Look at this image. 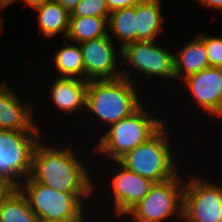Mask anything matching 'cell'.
Masks as SVG:
<instances>
[{
	"label": "cell",
	"instance_id": "484cf974",
	"mask_svg": "<svg viewBox=\"0 0 222 222\" xmlns=\"http://www.w3.org/2000/svg\"><path fill=\"white\" fill-rule=\"evenodd\" d=\"M197 3L206 8H213L216 10H222V0H196Z\"/></svg>",
	"mask_w": 222,
	"mask_h": 222
},
{
	"label": "cell",
	"instance_id": "8992f818",
	"mask_svg": "<svg viewBox=\"0 0 222 222\" xmlns=\"http://www.w3.org/2000/svg\"><path fill=\"white\" fill-rule=\"evenodd\" d=\"M184 178L179 172L167 181L154 183L147 195L126 214L135 222H162L171 216H183Z\"/></svg>",
	"mask_w": 222,
	"mask_h": 222
},
{
	"label": "cell",
	"instance_id": "cb8c5ba5",
	"mask_svg": "<svg viewBox=\"0 0 222 222\" xmlns=\"http://www.w3.org/2000/svg\"><path fill=\"white\" fill-rule=\"evenodd\" d=\"M141 0H106L109 12L112 13L116 10L123 8L133 7L137 5Z\"/></svg>",
	"mask_w": 222,
	"mask_h": 222
},
{
	"label": "cell",
	"instance_id": "603a6c76",
	"mask_svg": "<svg viewBox=\"0 0 222 222\" xmlns=\"http://www.w3.org/2000/svg\"><path fill=\"white\" fill-rule=\"evenodd\" d=\"M206 46L210 67L222 68V36L198 35Z\"/></svg>",
	"mask_w": 222,
	"mask_h": 222
},
{
	"label": "cell",
	"instance_id": "f1b7e54d",
	"mask_svg": "<svg viewBox=\"0 0 222 222\" xmlns=\"http://www.w3.org/2000/svg\"><path fill=\"white\" fill-rule=\"evenodd\" d=\"M9 187L4 181L0 180V200L9 191Z\"/></svg>",
	"mask_w": 222,
	"mask_h": 222
},
{
	"label": "cell",
	"instance_id": "7c38bea8",
	"mask_svg": "<svg viewBox=\"0 0 222 222\" xmlns=\"http://www.w3.org/2000/svg\"><path fill=\"white\" fill-rule=\"evenodd\" d=\"M191 92L196 105L208 115L218 116L222 111V68L208 67L182 81Z\"/></svg>",
	"mask_w": 222,
	"mask_h": 222
},
{
	"label": "cell",
	"instance_id": "83f0119b",
	"mask_svg": "<svg viewBox=\"0 0 222 222\" xmlns=\"http://www.w3.org/2000/svg\"><path fill=\"white\" fill-rule=\"evenodd\" d=\"M23 2H25L27 5L31 6V8L33 9L34 7L41 5L47 1L50 0H22ZM16 2L15 0H11V3Z\"/></svg>",
	"mask_w": 222,
	"mask_h": 222
},
{
	"label": "cell",
	"instance_id": "3957f363",
	"mask_svg": "<svg viewBox=\"0 0 222 222\" xmlns=\"http://www.w3.org/2000/svg\"><path fill=\"white\" fill-rule=\"evenodd\" d=\"M145 108L141 105L130 116L108 126L110 128H106V133L98 140L94 152L107 156L111 162L118 161L152 137L165 123L161 118L151 117Z\"/></svg>",
	"mask_w": 222,
	"mask_h": 222
},
{
	"label": "cell",
	"instance_id": "44dd1931",
	"mask_svg": "<svg viewBox=\"0 0 222 222\" xmlns=\"http://www.w3.org/2000/svg\"><path fill=\"white\" fill-rule=\"evenodd\" d=\"M65 44V45H64ZM53 56L58 77L79 78L84 80L83 55L79 43L65 42Z\"/></svg>",
	"mask_w": 222,
	"mask_h": 222
},
{
	"label": "cell",
	"instance_id": "7a4b0ae2",
	"mask_svg": "<svg viewBox=\"0 0 222 222\" xmlns=\"http://www.w3.org/2000/svg\"><path fill=\"white\" fill-rule=\"evenodd\" d=\"M130 74L129 70L123 68L120 78L89 81L86 111L109 126L135 112L142 105V98Z\"/></svg>",
	"mask_w": 222,
	"mask_h": 222
},
{
	"label": "cell",
	"instance_id": "9c48e42d",
	"mask_svg": "<svg viewBox=\"0 0 222 222\" xmlns=\"http://www.w3.org/2000/svg\"><path fill=\"white\" fill-rule=\"evenodd\" d=\"M121 57L140 75L175 79L174 54L163 46L156 45L155 41L129 43L121 48Z\"/></svg>",
	"mask_w": 222,
	"mask_h": 222
},
{
	"label": "cell",
	"instance_id": "5bb4252c",
	"mask_svg": "<svg viewBox=\"0 0 222 222\" xmlns=\"http://www.w3.org/2000/svg\"><path fill=\"white\" fill-rule=\"evenodd\" d=\"M50 89L54 105L62 112L73 114L86 110V93L88 81L79 78L57 77Z\"/></svg>",
	"mask_w": 222,
	"mask_h": 222
},
{
	"label": "cell",
	"instance_id": "6da1fadb",
	"mask_svg": "<svg viewBox=\"0 0 222 222\" xmlns=\"http://www.w3.org/2000/svg\"><path fill=\"white\" fill-rule=\"evenodd\" d=\"M40 141L32 155L25 180H34L63 193H92L94 182L88 168L72 148L58 149ZM81 161V162H80Z\"/></svg>",
	"mask_w": 222,
	"mask_h": 222
},
{
	"label": "cell",
	"instance_id": "9a60e30c",
	"mask_svg": "<svg viewBox=\"0 0 222 222\" xmlns=\"http://www.w3.org/2000/svg\"><path fill=\"white\" fill-rule=\"evenodd\" d=\"M210 67L208 54L204 41L196 36L183 46L179 52L174 53L175 78L184 80L188 76Z\"/></svg>",
	"mask_w": 222,
	"mask_h": 222
},
{
	"label": "cell",
	"instance_id": "1f68e13d",
	"mask_svg": "<svg viewBox=\"0 0 222 222\" xmlns=\"http://www.w3.org/2000/svg\"><path fill=\"white\" fill-rule=\"evenodd\" d=\"M217 117H218V119L222 117V111Z\"/></svg>",
	"mask_w": 222,
	"mask_h": 222
},
{
	"label": "cell",
	"instance_id": "2e32d148",
	"mask_svg": "<svg viewBox=\"0 0 222 222\" xmlns=\"http://www.w3.org/2000/svg\"><path fill=\"white\" fill-rule=\"evenodd\" d=\"M161 0H141L136 5L137 41H155L163 29Z\"/></svg>",
	"mask_w": 222,
	"mask_h": 222
},
{
	"label": "cell",
	"instance_id": "4fadbf2b",
	"mask_svg": "<svg viewBox=\"0 0 222 222\" xmlns=\"http://www.w3.org/2000/svg\"><path fill=\"white\" fill-rule=\"evenodd\" d=\"M32 105L22 103L19 96L3 81L0 85V130L40 131L33 120Z\"/></svg>",
	"mask_w": 222,
	"mask_h": 222
},
{
	"label": "cell",
	"instance_id": "52a82bcc",
	"mask_svg": "<svg viewBox=\"0 0 222 222\" xmlns=\"http://www.w3.org/2000/svg\"><path fill=\"white\" fill-rule=\"evenodd\" d=\"M18 188L39 222H54L77 215L85 206L83 201L91 195L59 192L34 180H24Z\"/></svg>",
	"mask_w": 222,
	"mask_h": 222
},
{
	"label": "cell",
	"instance_id": "ba28073f",
	"mask_svg": "<svg viewBox=\"0 0 222 222\" xmlns=\"http://www.w3.org/2000/svg\"><path fill=\"white\" fill-rule=\"evenodd\" d=\"M184 184L185 222H222V184L194 176Z\"/></svg>",
	"mask_w": 222,
	"mask_h": 222
},
{
	"label": "cell",
	"instance_id": "ac0fdd59",
	"mask_svg": "<svg viewBox=\"0 0 222 222\" xmlns=\"http://www.w3.org/2000/svg\"><path fill=\"white\" fill-rule=\"evenodd\" d=\"M0 222H39V220L21 190L10 188L0 200Z\"/></svg>",
	"mask_w": 222,
	"mask_h": 222
},
{
	"label": "cell",
	"instance_id": "8fae6325",
	"mask_svg": "<svg viewBox=\"0 0 222 222\" xmlns=\"http://www.w3.org/2000/svg\"><path fill=\"white\" fill-rule=\"evenodd\" d=\"M114 163L120 170H117L110 185L114 192L113 214L120 218L147 195L154 182L126 169L118 161Z\"/></svg>",
	"mask_w": 222,
	"mask_h": 222
},
{
	"label": "cell",
	"instance_id": "ffe728a7",
	"mask_svg": "<svg viewBox=\"0 0 222 222\" xmlns=\"http://www.w3.org/2000/svg\"><path fill=\"white\" fill-rule=\"evenodd\" d=\"M136 5L133 7L116 10L109 15L108 32L115 35L122 45L118 54L121 57V48L129 43L137 41Z\"/></svg>",
	"mask_w": 222,
	"mask_h": 222
},
{
	"label": "cell",
	"instance_id": "5b68a950",
	"mask_svg": "<svg viewBox=\"0 0 222 222\" xmlns=\"http://www.w3.org/2000/svg\"><path fill=\"white\" fill-rule=\"evenodd\" d=\"M40 137L41 131L0 130V180L9 187L18 188L29 176Z\"/></svg>",
	"mask_w": 222,
	"mask_h": 222
},
{
	"label": "cell",
	"instance_id": "d4e9b609",
	"mask_svg": "<svg viewBox=\"0 0 222 222\" xmlns=\"http://www.w3.org/2000/svg\"><path fill=\"white\" fill-rule=\"evenodd\" d=\"M58 2L69 14L73 12L76 6L81 2V0H55Z\"/></svg>",
	"mask_w": 222,
	"mask_h": 222
},
{
	"label": "cell",
	"instance_id": "f546056e",
	"mask_svg": "<svg viewBox=\"0 0 222 222\" xmlns=\"http://www.w3.org/2000/svg\"><path fill=\"white\" fill-rule=\"evenodd\" d=\"M11 4V0H0V12Z\"/></svg>",
	"mask_w": 222,
	"mask_h": 222
},
{
	"label": "cell",
	"instance_id": "d6986e66",
	"mask_svg": "<svg viewBox=\"0 0 222 222\" xmlns=\"http://www.w3.org/2000/svg\"><path fill=\"white\" fill-rule=\"evenodd\" d=\"M109 17H69V31L65 39L75 43H82L94 38L107 35Z\"/></svg>",
	"mask_w": 222,
	"mask_h": 222
},
{
	"label": "cell",
	"instance_id": "30bf717a",
	"mask_svg": "<svg viewBox=\"0 0 222 222\" xmlns=\"http://www.w3.org/2000/svg\"><path fill=\"white\" fill-rule=\"evenodd\" d=\"M107 35L79 43L83 55L84 80H112L122 77V69L117 66V49Z\"/></svg>",
	"mask_w": 222,
	"mask_h": 222
},
{
	"label": "cell",
	"instance_id": "277c9868",
	"mask_svg": "<svg viewBox=\"0 0 222 222\" xmlns=\"http://www.w3.org/2000/svg\"><path fill=\"white\" fill-rule=\"evenodd\" d=\"M166 131L163 125L146 142L127 152L118 162L126 169L154 183L174 178L179 171L173 158V150L170 149L169 134Z\"/></svg>",
	"mask_w": 222,
	"mask_h": 222
},
{
	"label": "cell",
	"instance_id": "7402d4cb",
	"mask_svg": "<svg viewBox=\"0 0 222 222\" xmlns=\"http://www.w3.org/2000/svg\"><path fill=\"white\" fill-rule=\"evenodd\" d=\"M106 0H81L70 16L109 17Z\"/></svg>",
	"mask_w": 222,
	"mask_h": 222
},
{
	"label": "cell",
	"instance_id": "4dcf8cb0",
	"mask_svg": "<svg viewBox=\"0 0 222 222\" xmlns=\"http://www.w3.org/2000/svg\"><path fill=\"white\" fill-rule=\"evenodd\" d=\"M1 13V12H0ZM3 28V20L1 18V15H0V30Z\"/></svg>",
	"mask_w": 222,
	"mask_h": 222
},
{
	"label": "cell",
	"instance_id": "e0dca14e",
	"mask_svg": "<svg viewBox=\"0 0 222 222\" xmlns=\"http://www.w3.org/2000/svg\"><path fill=\"white\" fill-rule=\"evenodd\" d=\"M33 9L38 12L40 32L45 38H53L59 33L66 38L70 14L58 2L50 0Z\"/></svg>",
	"mask_w": 222,
	"mask_h": 222
},
{
	"label": "cell",
	"instance_id": "4316f807",
	"mask_svg": "<svg viewBox=\"0 0 222 222\" xmlns=\"http://www.w3.org/2000/svg\"><path fill=\"white\" fill-rule=\"evenodd\" d=\"M85 210L84 208L75 216L73 217H69V218H63V219H60L58 221H54V222H84L86 219H85V216H84V212L83 211Z\"/></svg>",
	"mask_w": 222,
	"mask_h": 222
}]
</instances>
